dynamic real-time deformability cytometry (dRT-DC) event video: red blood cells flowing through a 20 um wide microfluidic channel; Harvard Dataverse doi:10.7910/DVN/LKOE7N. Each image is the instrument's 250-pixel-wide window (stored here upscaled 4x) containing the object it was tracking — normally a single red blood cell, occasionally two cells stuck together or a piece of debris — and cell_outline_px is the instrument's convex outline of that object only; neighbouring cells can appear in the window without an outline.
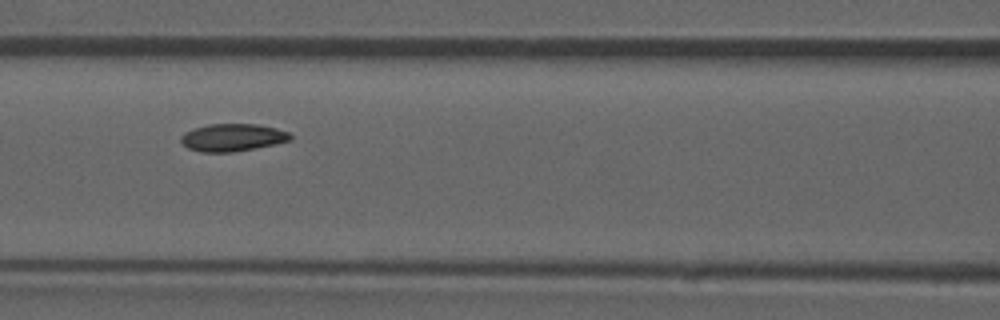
{"species": "common noctule bat (a hibernating species)", "species_latin": "Nyctalus noctula", "temperature_condition": "room temperature", "stored_images_in_passage": 53, "camera_frame_rate_fps": 3000, "um_per_image_px": 0.085, "animal": {"sex": "male", "forearm_length_mm": 52.5}, "frame": {"image": 1, "passage_image": 23, "time_ms": 7.333, "image_size_px": [1000, 320], "cell_outline_px": [[292, 140], [232, 152], [200, 152], [188, 148], [180, 140], [180, 136], [184, 132], [208, 124], [256, 124], [276, 128], [288, 132], [292, 136]], "centroid_in_image_um": [19.74, 11.68], "position_along_channel_um": 146.9, "area_um2": 17.34}, "authors_computed_cell_mechanics": {"area_um2": 17.7446, "velocity_mm_per_s": 3.8783, "shape_relaxation_time_tau1_ms": 3.1471, "shape_relaxation_time_tau2_ms": null, "deformation_change_tau1": 0.0803, "deformation_change_tau2": null}}